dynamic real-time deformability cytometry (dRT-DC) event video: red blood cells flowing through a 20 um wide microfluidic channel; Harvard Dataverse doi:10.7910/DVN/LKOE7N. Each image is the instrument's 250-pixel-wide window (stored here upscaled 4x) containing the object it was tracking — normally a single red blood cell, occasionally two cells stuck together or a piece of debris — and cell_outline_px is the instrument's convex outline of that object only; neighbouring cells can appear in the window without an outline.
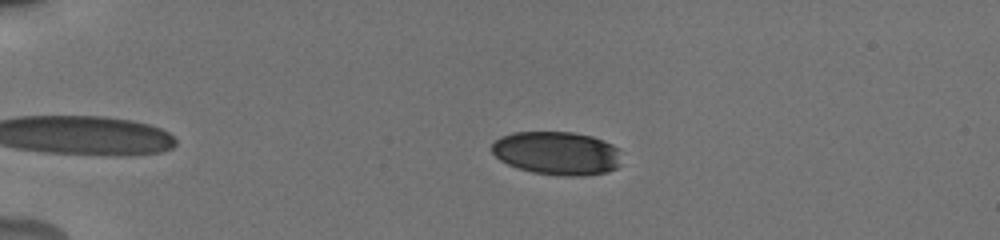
{"species": "human", "species_latin": "Homo sapiens", "temperature_condition": "cold", "stored_images_in_passage": 38, "camera_frame_rate_fps": 3000, "um_per_image_px": 0.085, "donor": {"sex": "male"}, "frame": {"image": 1, "passage_image": 3, "time_ms": 0.667, "image_size_px": [1000, 240], "cell_outline_px": [[620, 164], [616, 168], [608, 172], [584, 176], [560, 176], [532, 172], [516, 168], [500, 160], [492, 152], [492, 144], [500, 136], [512, 132], [572, 132], [592, 136], [604, 140], [620, 148]], "centroid_in_image_um": [47.36, 13.02], "position_along_channel_um": 37.6, "area_um2": 33.23}}
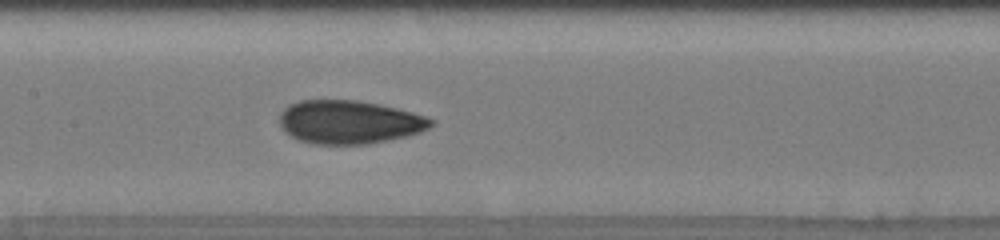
{"frame": {"image": 2, "passage_image": 19, "time_ms": 6.0, "image_size_px": [1000, 240], "cell_outline_px": [[436, 124], [420, 132], [404, 136], [368, 144], [312, 144], [300, 140], [284, 132], [280, 124], [280, 112], [288, 104], [300, 100], [356, 100], [380, 104], [428, 116], [436, 120]], "centroid_in_image_um": [29.69, 10.36], "position_along_channel_um": 177.7, "area_um2": 38.49}}
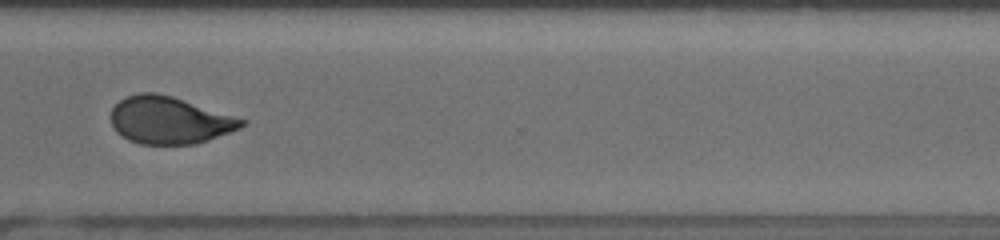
{"frame": {"image": 3, "passage_image": 33, "time_ms": 10.667, "image_size_px": [1000, 240], "cell_outline_px": [[248, 120], [240, 128], [208, 140], [196, 144], [140, 144], [128, 140], [116, 132], [112, 124], [112, 108], [124, 96], [140, 92], [156, 92], [172, 96]], "centroid_in_image_um": [14.39, 10.21], "position_along_channel_um": 356.2, "area_um2": 36.01}, "authors_computed_cell_mechanics": {"area_um2": 37.0787, "velocity_mm_per_s": 3.8298, "shape_relaxation_time_tau1_ms": 5.2445, "shape_relaxation_time_tau2_ms": 1.3049, "deformation_change_tau1": 0.175, "deformation_change_tau2": 0.0691}}